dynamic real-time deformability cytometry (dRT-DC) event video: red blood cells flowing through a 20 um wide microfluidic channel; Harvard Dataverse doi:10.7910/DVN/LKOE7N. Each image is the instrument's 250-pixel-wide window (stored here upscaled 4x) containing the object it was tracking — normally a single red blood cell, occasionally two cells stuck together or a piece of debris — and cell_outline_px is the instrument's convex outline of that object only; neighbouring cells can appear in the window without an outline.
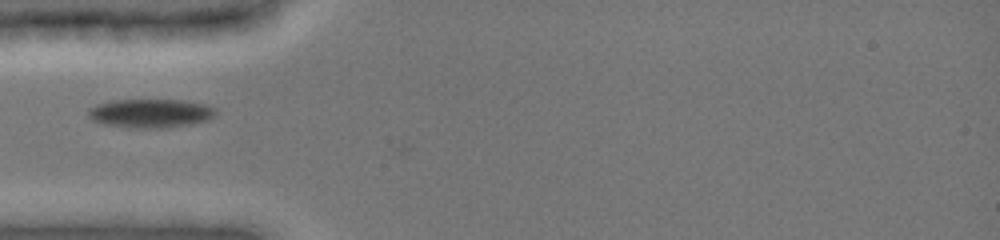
{"species": "common noctule bat (a hibernating species)", "species_latin": "Nyctalus noctula", "temperature_condition": "cold", "stored_images_in_passage": 9, "camera_frame_rate_fps": 3000, "um_per_image_px": 0.085, "animal": {"sex": "female", "body_mass_g": 19.0, "forearm_length_mm": 51.5}, "frame": {"image": 1, "passage_image": 6, "time_ms": 4.333, "image_size_px": [1000, 240], "cell_outline_px": [[216, 112], [208, 120], [188, 124], [164, 128], [128, 128], [104, 124], [92, 120], [88, 116], [88, 108], [96, 104], [112, 100], [180, 100], [204, 104], [216, 108]], "centroid_in_image_um": [12.74, 9.63], "position_along_channel_um": 72.3, "area_um2": 21.39}}
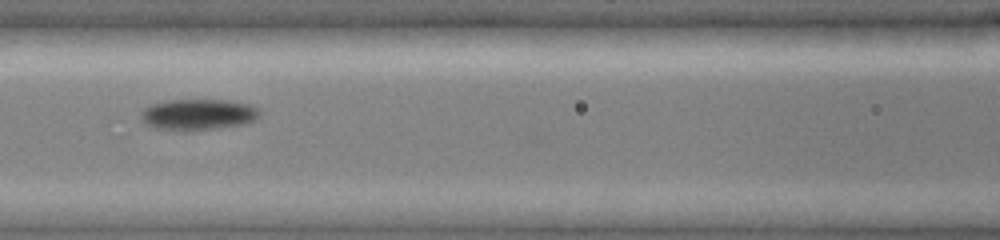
{"frame": {"image": 2, "passage_image": 8, "time_ms": 6.333, "image_size_px": [1000, 240], "cell_outline_px": [[260, 116], [256, 120], [244, 124], [188, 132], [180, 132], [156, 128], [148, 124], [140, 116], [140, 112], [148, 104], [168, 100], [224, 100], [252, 104], [260, 112]], "centroid_in_image_um": [16.83, 9.74], "position_along_channel_um": 149.8, "area_um2": 21.85}}